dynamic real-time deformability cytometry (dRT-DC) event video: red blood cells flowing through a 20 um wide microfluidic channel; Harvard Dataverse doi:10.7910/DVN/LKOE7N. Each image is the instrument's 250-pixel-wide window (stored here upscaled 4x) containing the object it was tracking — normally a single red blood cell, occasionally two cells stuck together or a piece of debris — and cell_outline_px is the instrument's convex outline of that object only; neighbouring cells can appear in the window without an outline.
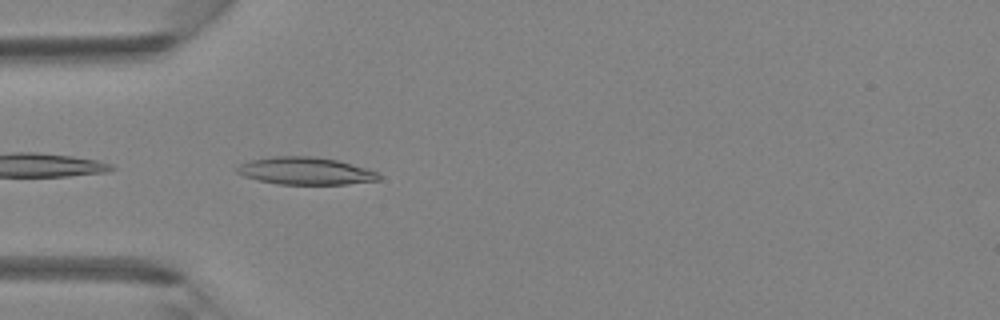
{"species": "Egyptian fruit bat (a non-hibernating species)", "species_latin": "Rousettus aegyptiacus", "temperature_condition": "room temperature", "stored_images_in_passage": 4, "camera_frame_rate_fps": 3000, "um_per_image_px": 0.085, "animal": {"sex": "female"}, "frame": {"image": 1, "passage_image": 4, "time_ms": 1.0, "image_size_px": [1000, 320], "cell_outline_px": [[380, 180], [348, 184], [276, 184], [244, 176], [236, 172], [236, 168], [240, 164], [248, 160], [272, 156], [316, 156], [336, 160], [364, 168], [376, 172], [380, 176]], "centroid_in_image_um": [25.92, 14.52], "position_along_channel_um": 59.1, "area_um2": 22.54}}